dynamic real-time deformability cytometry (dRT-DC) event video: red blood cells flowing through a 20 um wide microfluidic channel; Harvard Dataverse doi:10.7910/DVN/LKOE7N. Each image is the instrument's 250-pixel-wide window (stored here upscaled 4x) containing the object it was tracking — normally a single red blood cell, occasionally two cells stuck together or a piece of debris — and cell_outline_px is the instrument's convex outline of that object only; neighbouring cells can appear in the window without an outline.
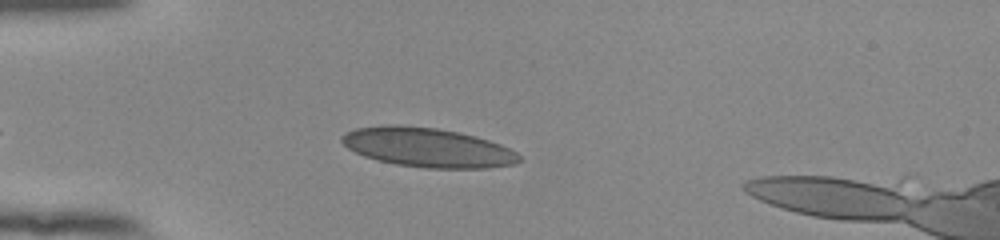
{"species": "human", "species_latin": "Homo sapiens", "temperature_condition": "room temperature", "stored_images_in_passage": 48, "segment_of_instrument_passage": [1, 2], "camera_frame_rate_fps": 3000, "um_per_image_px": 0.085, "donor": {"sex": "female"}, "frame": {"image": 1, "passage_image": 9, "time_ms": 2.667, "image_size_px": [1000, 240], "cell_outline_px": [[520, 160], [516, 164], [488, 168], [424, 168], [396, 164], [364, 156], [348, 148], [340, 140], [340, 136], [344, 132], [356, 128], [388, 124], [396, 124], [436, 128], [460, 132], [476, 136], [500, 144], [516, 152], [520, 156]], "centroid_in_image_um": [36.34, 12.53], "position_along_channel_um": 48.7, "area_um2": 40.69}}
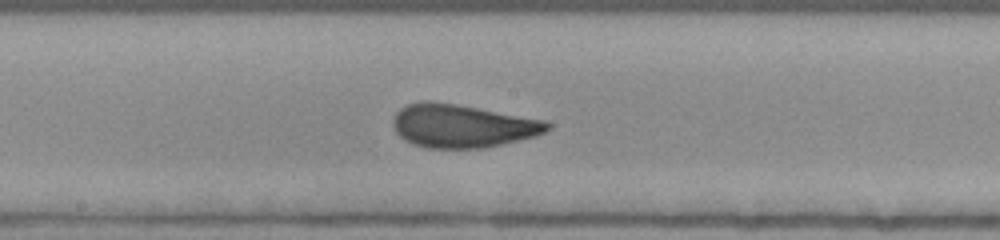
{"frame": {"image": 2, "passage_image": 23, "time_ms": 7.333, "image_size_px": [1000, 240], "cell_outline_px": [[552, 128], [536, 136], [484, 148], [428, 148], [412, 144], [404, 140], [396, 132], [392, 124], [392, 120], [396, 112], [400, 108], [408, 104], [424, 100], [428, 100], [456, 104], [544, 120], [552, 124]], "centroid_in_image_um": [39.27, 10.7], "position_along_channel_um": 208.9, "area_um2": 38.9}}
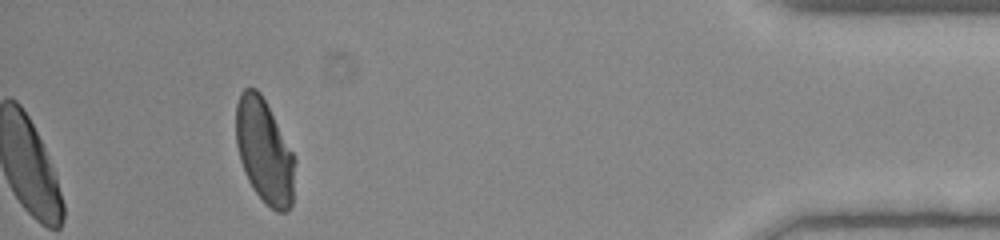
{"frame": {"image": 3, "passage_image": 43, "time_ms": 14.0, "image_size_px": [1000, 240], "cell_outline_px": [[296, 160], [292, 204], [284, 212], [276, 212], [252, 188], [244, 172], [240, 160], [236, 144], [236, 104], [240, 92], [244, 88], [256, 88], [260, 92], [292, 152]], "centroid_in_image_um": [22.46, 12.85], "position_along_channel_um": 412.7, "area_um2": 35.43}}